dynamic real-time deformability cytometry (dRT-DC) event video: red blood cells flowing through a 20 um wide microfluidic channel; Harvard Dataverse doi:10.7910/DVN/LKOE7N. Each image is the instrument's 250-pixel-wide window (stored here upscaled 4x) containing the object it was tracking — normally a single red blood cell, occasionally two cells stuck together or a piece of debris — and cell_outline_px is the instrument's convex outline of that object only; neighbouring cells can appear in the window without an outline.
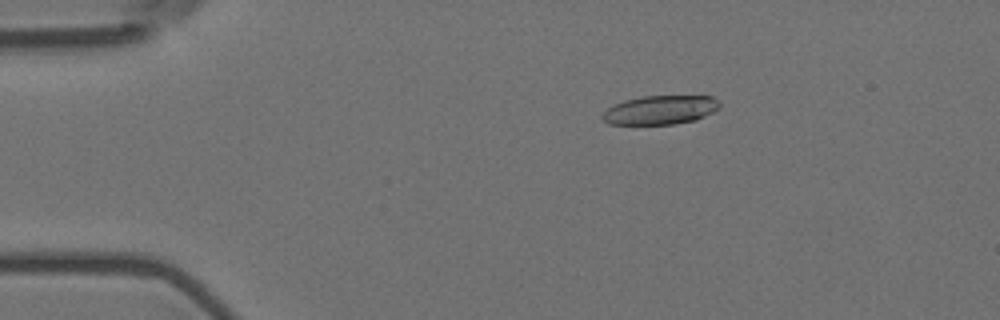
{"species": "Egyptian fruit bat (a non-hibernating species)", "species_latin": "Rousettus aegyptiacus", "temperature_condition": "room temperature", "stored_images_in_passage": 5, "camera_frame_rate_fps": 3000, "um_per_image_px": 0.085, "animal": {"sex": "female"}, "frame": {"image": 1, "passage_image": 3, "time_ms": 0.667, "image_size_px": [1000, 320], "cell_outline_px": [[720, 108], [696, 120], [672, 124], [608, 124], [600, 116], [608, 108], [624, 100], [644, 96], [712, 96], [720, 104]], "centroid_in_image_um": [56.12, 9.35], "position_along_channel_um": 28.9, "area_um2": 19.59}}